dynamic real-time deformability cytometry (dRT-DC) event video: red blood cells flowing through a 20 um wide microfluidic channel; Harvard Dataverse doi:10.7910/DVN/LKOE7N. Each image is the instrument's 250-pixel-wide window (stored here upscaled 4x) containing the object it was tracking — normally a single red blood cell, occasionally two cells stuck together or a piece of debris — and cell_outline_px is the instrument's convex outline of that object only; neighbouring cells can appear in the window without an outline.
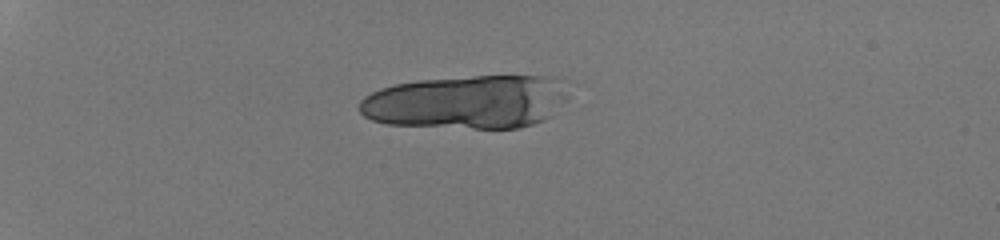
{"species": "human", "species_latin": "Homo sapiens", "temperature_condition": "room temperature", "stored_images_in_passage": 13, "camera_frame_rate_fps": 3000, "um_per_image_px": 0.085, "donor": {"sex": "male"}, "frame": {"image": 1, "passage_image": 4, "time_ms": 1.0, "image_size_px": [1000, 240], "cell_outline_px": [[552, 116], [544, 120], [520, 128], [472, 128], [388, 124], [372, 120], [364, 116], [360, 112], [360, 100], [364, 96], [380, 88], [396, 84], [416, 80], [472, 76], [544, 76]], "centroid_in_image_um": [39.22, 8.71], "position_along_channel_um": 45.8, "area_um2": 61.5}}